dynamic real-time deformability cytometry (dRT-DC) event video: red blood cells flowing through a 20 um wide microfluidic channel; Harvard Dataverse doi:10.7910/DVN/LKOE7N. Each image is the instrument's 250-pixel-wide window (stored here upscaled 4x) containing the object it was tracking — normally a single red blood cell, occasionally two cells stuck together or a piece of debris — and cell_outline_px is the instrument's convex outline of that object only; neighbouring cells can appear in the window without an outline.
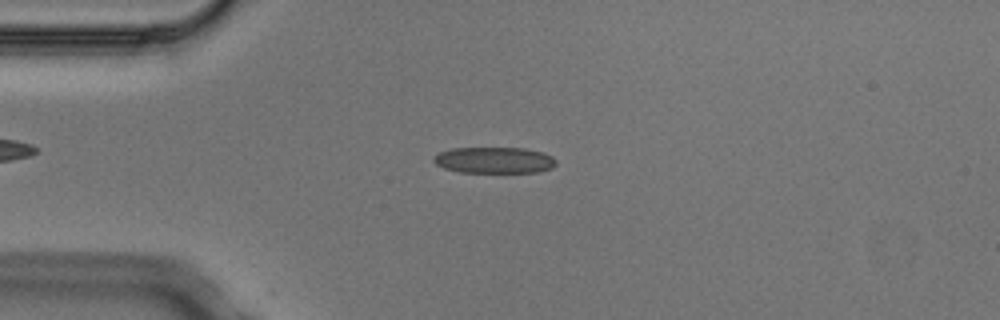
{"species": "Egyptian fruit bat (a non-hibernating species)", "species_latin": "Rousettus aegyptiacus", "temperature_condition": "cold", "stored_images_in_passage": 2, "camera_frame_rate_fps": 3000, "um_per_image_px": 0.085, "animal": {"sex": "male"}, "frame": {"image": 1, "passage_image": 2, "time_ms": 0.333, "image_size_px": [1000, 320], "cell_outline_px": [[556, 164], [552, 168], [536, 172], [460, 172], [444, 168], [436, 164], [432, 160], [432, 156], [440, 152], [452, 148], [524, 148], [544, 152], [552, 156], [556, 160]], "centroid_in_image_um": [42.01, 13.61], "position_along_channel_um": 43.0, "area_um2": 18.79}}